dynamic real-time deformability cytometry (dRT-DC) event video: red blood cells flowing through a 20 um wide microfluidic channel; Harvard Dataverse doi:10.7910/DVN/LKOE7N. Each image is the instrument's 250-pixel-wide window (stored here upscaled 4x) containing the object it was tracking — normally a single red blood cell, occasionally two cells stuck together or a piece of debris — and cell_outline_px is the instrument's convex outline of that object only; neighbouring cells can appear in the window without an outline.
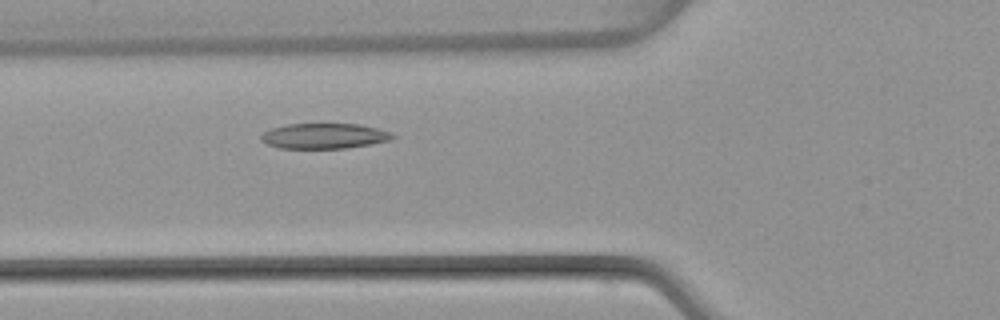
{"species": "common noctule bat (a hibernating species)", "species_latin": "Nyctalus noctula", "temperature_condition": "warm", "stored_images_in_passage": 41, "camera_frame_rate_fps": 3000, "um_per_image_px": 0.085, "animal": {"sex": "female", "body_mass_g": 22.7, "forearm_length_mm": 54.2}, "frame": {"image": 1, "passage_image": 9, "time_ms": 2.667, "image_size_px": [1000, 320], "cell_outline_px": [[396, 136], [392, 140], [372, 144], [348, 148], [280, 148], [268, 144], [260, 140], [260, 136], [264, 132], [272, 128], [288, 124], [360, 124], [392, 132]], "centroid_in_image_um": [27.6, 11.56], "position_along_channel_um": 98.2, "area_um2": 19.48}}
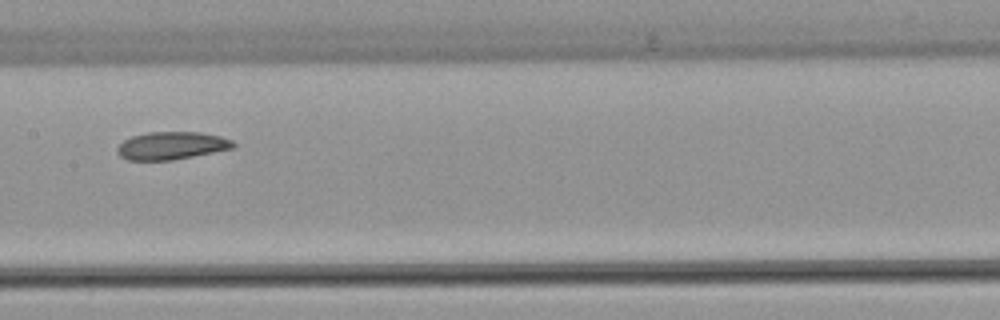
{"frame": {"image": 2, "passage_image": 16, "time_ms": 5.0, "image_size_px": [1000, 320], "cell_outline_px": [[236, 148], [172, 160], [128, 160], [120, 156], [116, 152], [116, 148], [124, 140], [132, 136], [148, 132], [200, 132], [220, 136], [232, 140], [236, 144]], "centroid_in_image_um": [14.6, 12.38], "position_along_channel_um": 192.8, "area_um2": 18.84}}
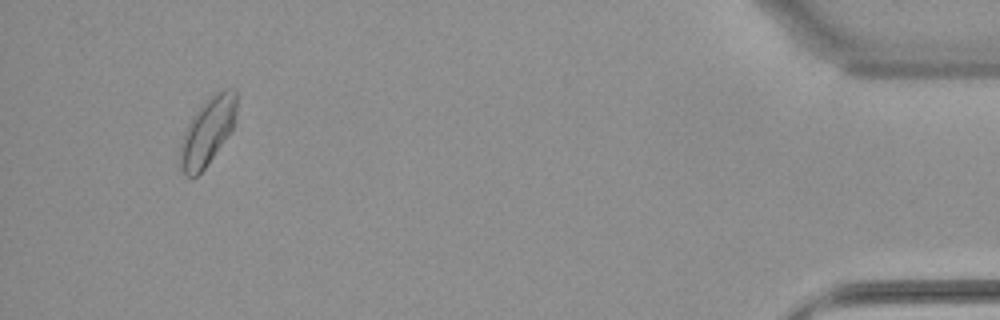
{"frame": {"image": 3, "passage_image": 38, "time_ms": 12.333, "image_size_px": [1000, 320], "cell_outline_px": [[236, 120], [232, 128], [224, 140], [204, 168], [196, 176], [188, 176], [180, 168], [180, 144], [184, 132], [188, 124], [196, 112], [212, 92], [224, 88], [236, 88]], "centroid_in_image_um": [17.65, 11.1], "position_along_channel_um": 417.5, "area_um2": 21.91}, "authors_computed_cell_mechanics": {"area_um2": 19.5364, "velocity_mm_per_s": 4.0431, "shape_relaxation_time_tau1_ms": 9.2799, "shape_relaxation_time_tau2_ms": 2.1907, "deformation_change_tau1": 0.1847, "deformation_change_tau2": 0.0742}}